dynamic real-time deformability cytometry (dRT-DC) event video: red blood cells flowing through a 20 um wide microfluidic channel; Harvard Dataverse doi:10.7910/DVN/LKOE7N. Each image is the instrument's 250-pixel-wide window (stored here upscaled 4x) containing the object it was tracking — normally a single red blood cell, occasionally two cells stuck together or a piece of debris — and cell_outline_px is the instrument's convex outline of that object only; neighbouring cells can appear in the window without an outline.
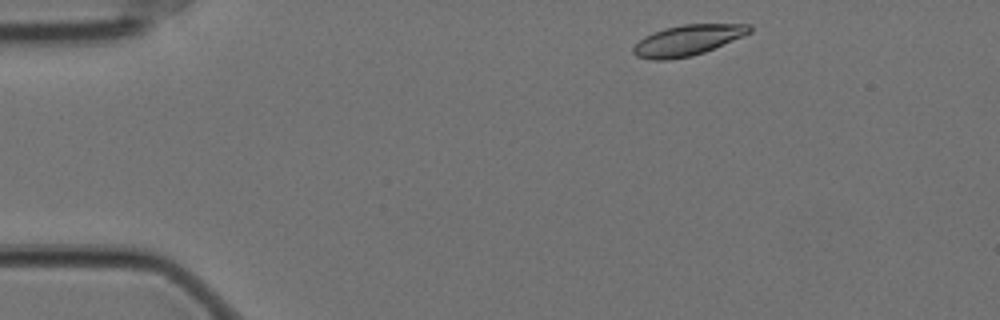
{"species": "Egyptian fruit bat (a non-hibernating species)", "species_latin": "Rousettus aegyptiacus", "temperature_condition": "cold", "stored_images_in_passage": 51, "camera_frame_rate_fps": 3000, "um_per_image_px": 0.085, "animal": {"sex": "female"}, "frame": {"image": 1, "passage_image": 2, "time_ms": 0.333, "image_size_px": [1000, 320], "cell_outline_px": [[752, 32], [704, 52], [692, 56], [668, 60], [652, 60], [636, 56], [632, 52], [632, 48], [644, 36], [668, 28], [684, 24], [748, 24], [752, 28]], "centroid_in_image_um": [58.44, 3.43], "position_along_channel_um": 26.6, "area_um2": 20.46}}
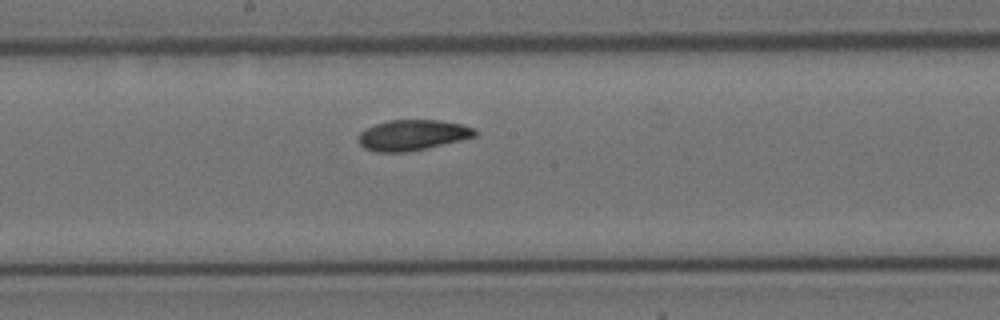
{"frame": {"image": 2, "passage_image": 24, "time_ms": 7.667, "image_size_px": [1000, 320], "cell_outline_px": [[476, 136], [460, 140], [424, 148], [404, 152], [376, 152], [364, 148], [360, 144], [360, 132], [376, 124], [388, 120], [440, 120], [460, 124], [476, 128]], "centroid_in_image_um": [35.07, 11.47], "position_along_channel_um": 213.1, "area_um2": 20.4}}
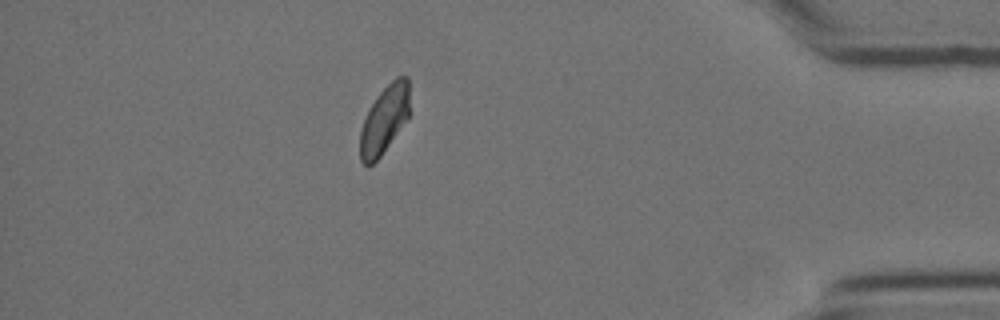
{"frame": {"image": 3, "passage_image": 44, "time_ms": 14.333, "image_size_px": [1000, 320], "cell_outline_px": [[408, 116], [380, 156], [372, 164], [364, 164], [360, 160], [360, 132], [364, 120], [376, 96], [396, 76], [408, 76]], "centroid_in_image_um": [32.65, 10.15], "position_along_channel_um": 402.6, "area_um2": 18.9}, "authors_computed_cell_mechanics": {"area_um2": 20.808, "velocity_mm_per_s": 3.475, "shape_relaxation_time_tau1_ms": 4.6281, "shape_relaxation_time_tau2_ms": null, "deformation_change_tau1": 0.1253, "deformation_change_tau2": null}}